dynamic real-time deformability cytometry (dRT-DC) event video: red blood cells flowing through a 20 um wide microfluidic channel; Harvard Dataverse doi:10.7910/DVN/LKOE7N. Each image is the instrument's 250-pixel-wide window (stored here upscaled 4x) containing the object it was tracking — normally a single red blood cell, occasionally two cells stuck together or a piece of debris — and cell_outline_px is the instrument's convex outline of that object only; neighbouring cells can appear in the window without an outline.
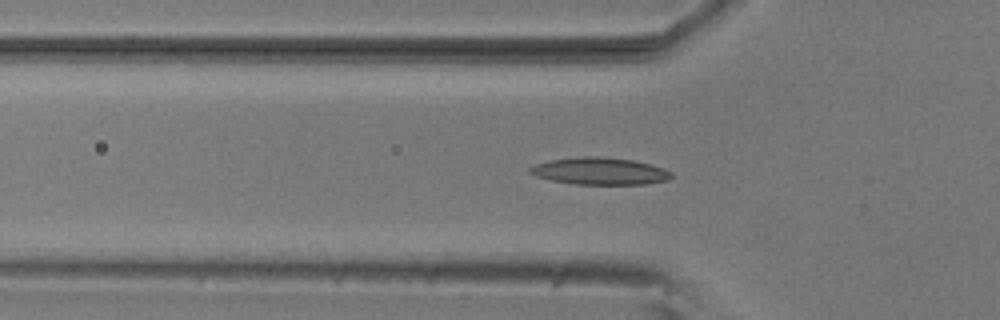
{"species": "common noctule bat (a hibernating species)", "species_latin": "Nyctalus noctula", "temperature_condition": "room temperature", "stored_images_in_passage": 44, "camera_frame_rate_fps": 3000, "um_per_image_px": 0.085, "animal": {"sex": "male", "body_mass_g": 20.5, "forearm_length_mm": 52.5}, "frame": {"image": 1, "passage_image": 17, "time_ms": 5.333, "image_size_px": [1000, 320], "cell_outline_px": [[676, 176], [668, 180], [644, 184], [576, 184], [552, 180], [536, 176], [528, 172], [528, 168], [536, 164], [548, 160], [580, 156], [596, 156], [632, 160], [664, 168], [672, 172]], "centroid_in_image_um": [50.99, 14.54], "position_along_channel_um": 74.8, "area_um2": 22.37}}
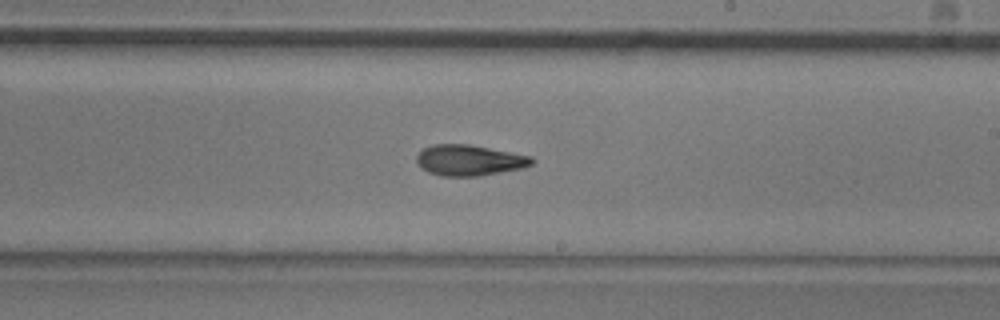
{"frame": {"image": 2, "passage_image": 31, "time_ms": 10.0, "image_size_px": [1000, 320], "cell_outline_px": [[536, 160], [532, 164], [524, 168], [480, 176], [440, 176], [428, 172], [420, 168], [416, 160], [416, 156], [424, 148], [432, 144], [468, 144], [532, 156]], "centroid_in_image_um": [39.9, 13.63], "position_along_channel_um": 249.1, "area_um2": 20.87}}
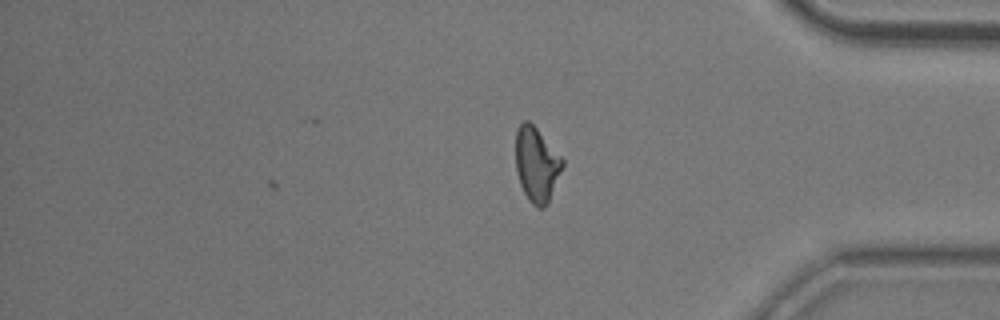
{"frame": {"image": 3, "passage_image": 44, "time_ms": 14.333, "image_size_px": [1000, 320], "cell_outline_px": [[564, 164], [548, 204], [544, 208], [536, 208], [528, 200], [520, 184], [516, 172], [516, 132], [520, 124], [524, 120], [528, 120], [536, 128], [564, 160]], "centroid_in_image_um": [45.61, 14.01], "position_along_channel_um": 389.6, "area_um2": 20.29}, "authors_computed_cell_mechanics": {"area_um2": 20.6346, "velocity_mm_per_s": 3.7139, "shape_relaxation_time_tau1_ms": null, "shape_relaxation_time_tau2_ms": 4.1919, "deformation_change_tau1": null, "deformation_change_tau2": 0.1185}}